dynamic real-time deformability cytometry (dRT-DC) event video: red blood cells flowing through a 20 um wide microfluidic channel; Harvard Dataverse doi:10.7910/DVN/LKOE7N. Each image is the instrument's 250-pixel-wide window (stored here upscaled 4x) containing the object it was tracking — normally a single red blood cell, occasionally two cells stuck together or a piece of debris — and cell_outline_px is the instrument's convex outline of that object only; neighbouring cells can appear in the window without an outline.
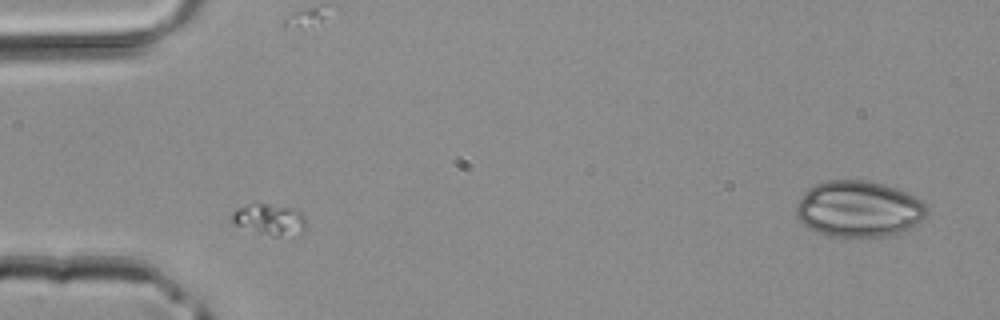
{"species": "common noctule bat (a hibernating species)", "species_latin": "Nyctalus noctula", "temperature_condition": "room temperature", "stored_images_in_passage": 1, "camera_frame_rate_fps": 3000, "um_per_image_px": 0.085, "animal": {"sex": "male", "body_mass_g": 20.4}, "frame": {"image": 1, "passage_image": 1, "time_ms": 0.0, "image_size_px": [1000, 320], "cell_outline_px": [[308, 228], [304, 236], [272, 236], [236, 224], [232, 220], [232, 212], [248, 204], [268, 204], [296, 208], [304, 212]], "centroid_in_image_um": [23.11, 18.68], "position_along_channel_um": 61.9, "area_um2": 13.81}}